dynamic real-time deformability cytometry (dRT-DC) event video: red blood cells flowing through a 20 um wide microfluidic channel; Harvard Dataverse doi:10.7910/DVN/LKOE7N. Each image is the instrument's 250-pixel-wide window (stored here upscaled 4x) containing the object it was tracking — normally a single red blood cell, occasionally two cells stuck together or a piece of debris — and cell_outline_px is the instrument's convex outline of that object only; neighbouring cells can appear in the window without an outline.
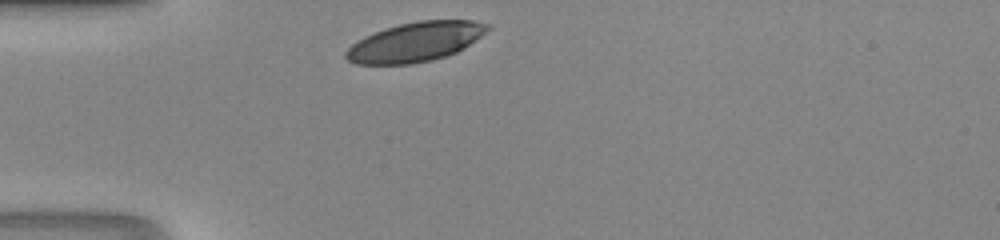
{"species": "human", "species_latin": "Homo sapiens", "temperature_condition": "room temperature", "stored_images_in_passage": 25, "camera_frame_rate_fps": 3000, "um_per_image_px": 0.085, "donor": {"sex": "male"}, "frame": {"image": 1, "passage_image": 1, "time_ms": 0.0, "image_size_px": [1000, 240], "cell_outline_px": [[492, 28], [464, 48], [456, 52], [432, 60], [412, 64], [356, 64], [348, 60], [344, 56], [344, 52], [356, 40], [364, 36], [384, 28], [400, 24], [420, 20], [472, 20], [492, 24]], "centroid_in_image_um": [35.31, 3.55], "position_along_channel_um": 49.7, "area_um2": 32.71}}
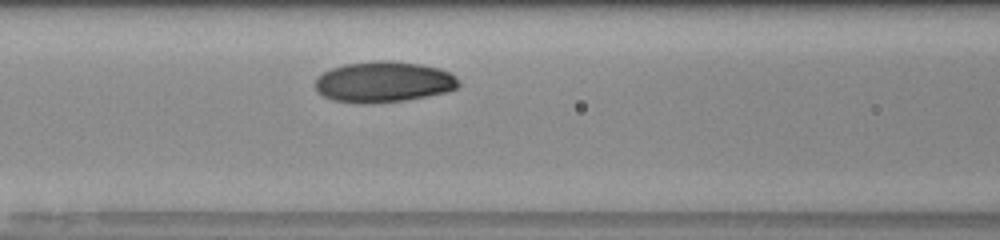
{"frame": {"image": 2, "passage_image": 8, "time_ms": 2.333, "image_size_px": [1000, 240], "cell_outline_px": [[460, 88], [448, 92], [428, 96], [404, 100], [368, 104], [360, 104], [332, 100], [320, 96], [316, 92], [316, 76], [332, 68], [344, 64], [380, 60], [392, 60], [420, 64], [440, 68], [456, 76], [460, 80]], "centroid_in_image_um": [32.62, 6.97], "position_along_channel_um": 134.0, "area_um2": 34.74}}